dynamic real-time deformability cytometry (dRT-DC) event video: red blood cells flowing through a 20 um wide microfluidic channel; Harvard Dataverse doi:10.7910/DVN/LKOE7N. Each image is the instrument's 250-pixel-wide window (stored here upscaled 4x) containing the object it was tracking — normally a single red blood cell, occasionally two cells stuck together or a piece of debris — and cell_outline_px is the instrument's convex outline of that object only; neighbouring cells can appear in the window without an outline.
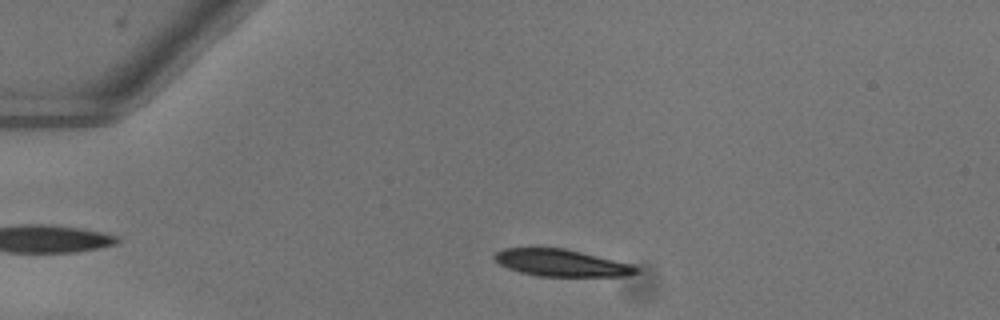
{"species": "common noctule bat (a hibernating species)", "species_latin": "Nyctalus noctula", "temperature_condition": "warm", "stored_images_in_passage": 43, "camera_frame_rate_fps": 3000, "um_per_image_px": 0.085, "animal": {"sex": "female"}, "frame": {"image": 1, "passage_image": 9, "time_ms": 2.667, "image_size_px": [1000, 320], "cell_outline_px": [[640, 268], [636, 272], [628, 276], [540, 276], [520, 272], [508, 268], [500, 264], [492, 256], [496, 252], [504, 248], [564, 248], [632, 264]], "centroid_in_image_um": [47.71, 22.34], "position_along_channel_um": 37.3, "area_um2": 22.08}}
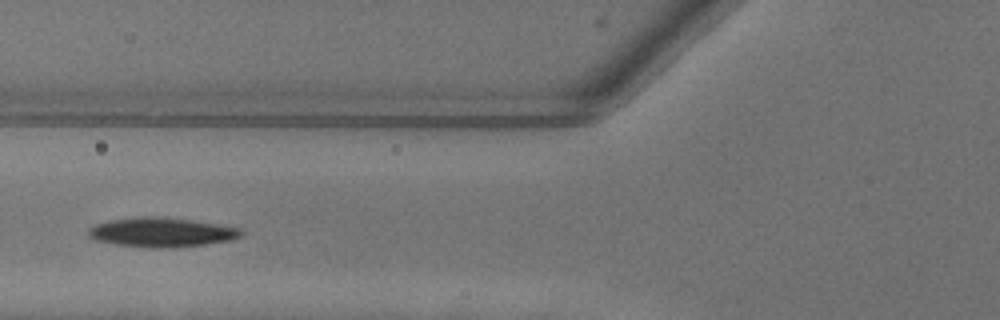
{"frame": {"image": 2, "passage_image": 18, "time_ms": 5.667, "image_size_px": [1000, 320], "cell_outline_px": [[244, 232], [240, 236], [232, 240], [176, 248], [144, 248], [116, 244], [96, 240], [88, 236], [88, 228], [96, 224], [108, 220], [140, 216], [156, 216], [192, 220], [240, 228]], "centroid_in_image_um": [13.71, 19.75], "position_along_channel_um": 112.1, "area_um2": 26.36}}
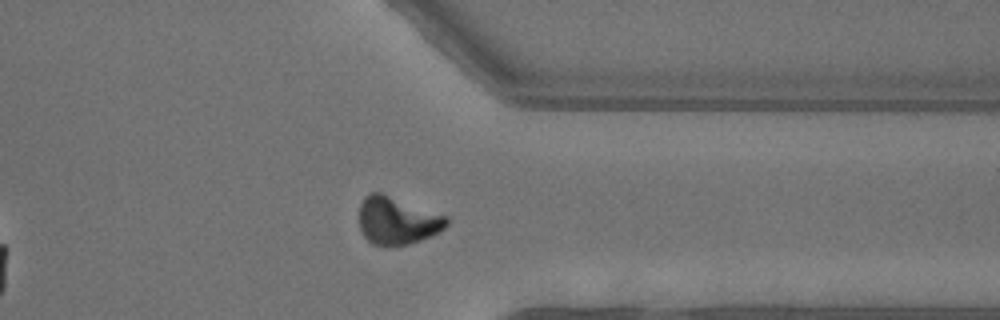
{"frame": {"image": 3, "passage_image": 38, "time_ms": 12.333, "image_size_px": [1000, 320], "cell_outline_px": [[448, 224], [444, 228], [420, 240], [408, 244], [388, 248], [384, 248], [372, 244], [364, 236], [360, 228], [360, 204], [364, 196], [372, 192], [380, 192], [448, 216]], "centroid_in_image_um": [33.73, 18.77], "position_along_channel_um": 377.7, "area_um2": 24.39}, "authors_computed_cell_mechanics": {"area_um2": 24.854, "velocity_mm_per_s": 4.03, "shape_relaxation_time_tau1_ms": 2.7012, "shape_relaxation_time_tau2_ms": null, "deformation_change_tau1": 0.1206, "deformation_change_tau2": null}}